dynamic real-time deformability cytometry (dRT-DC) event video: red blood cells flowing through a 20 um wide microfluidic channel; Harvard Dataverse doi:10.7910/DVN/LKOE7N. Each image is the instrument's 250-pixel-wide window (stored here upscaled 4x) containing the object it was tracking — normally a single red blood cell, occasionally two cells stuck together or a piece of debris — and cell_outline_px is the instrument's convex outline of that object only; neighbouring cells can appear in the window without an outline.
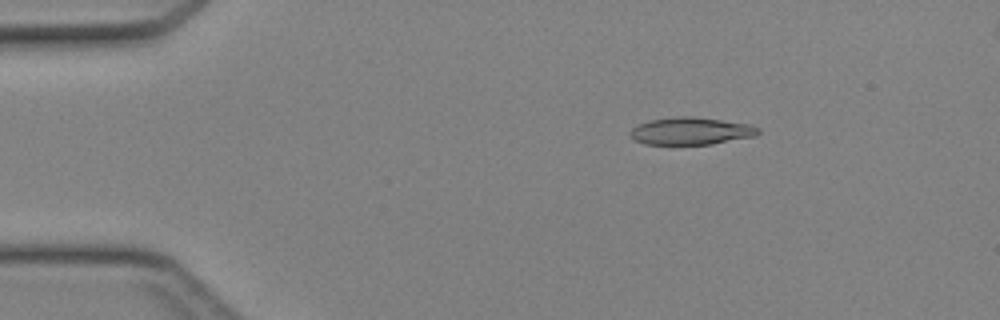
{"species": "Egyptian fruit bat (a non-hibernating species)", "species_latin": "Rousettus aegyptiacus", "temperature_condition": "cold", "stored_images_in_passage": 46, "camera_frame_rate_fps": 3000, "um_per_image_px": 0.085, "animal": {"sex": "female"}, "frame": {"image": 1, "passage_image": 8, "time_ms": 2.333, "image_size_px": [1000, 320], "cell_outline_px": [[760, 132], [756, 136], [712, 144], [644, 144], [636, 140], [628, 132], [632, 128], [640, 124], [652, 120], [676, 116], [692, 116], [748, 124], [760, 128]], "centroid_in_image_um": [58.75, 11.14], "position_along_channel_um": 26.2, "area_um2": 20.23}}
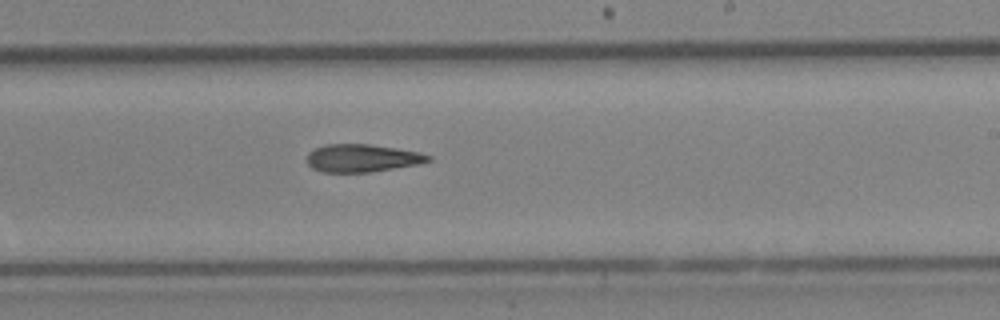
{"frame": {"image": 2, "passage_image": 28, "time_ms": 9.0, "image_size_px": [1000, 320], "cell_outline_px": [[432, 160], [416, 164], [368, 172], [324, 172], [312, 168], [308, 164], [308, 152], [312, 148], [324, 144], [368, 144], [396, 148], [420, 152], [432, 156]], "centroid_in_image_um": [30.75, 13.42], "position_along_channel_um": 258.3, "area_um2": 19.54}}
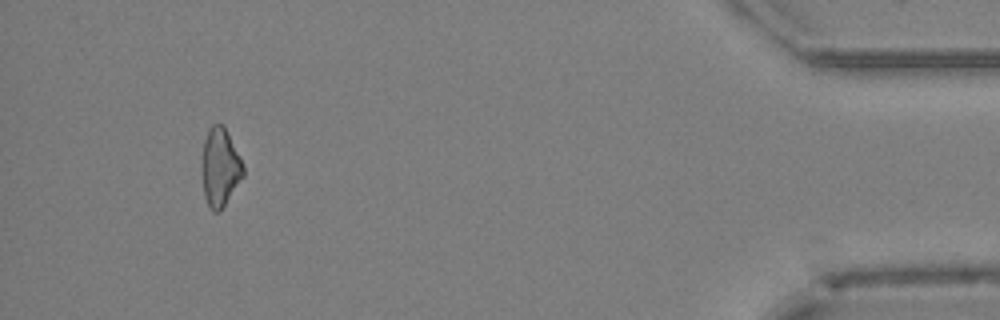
{"frame": {"image": 3, "passage_image": 43, "time_ms": 14.0, "image_size_px": [1000, 320], "cell_outline_px": [[244, 176], [220, 212], [212, 212], [208, 208], [204, 196], [200, 168], [200, 164], [204, 140], [208, 128], [212, 124], [224, 124], [244, 164]], "centroid_in_image_um": [18.68, 14.23], "position_along_channel_um": 416.5, "area_um2": 19.59}}